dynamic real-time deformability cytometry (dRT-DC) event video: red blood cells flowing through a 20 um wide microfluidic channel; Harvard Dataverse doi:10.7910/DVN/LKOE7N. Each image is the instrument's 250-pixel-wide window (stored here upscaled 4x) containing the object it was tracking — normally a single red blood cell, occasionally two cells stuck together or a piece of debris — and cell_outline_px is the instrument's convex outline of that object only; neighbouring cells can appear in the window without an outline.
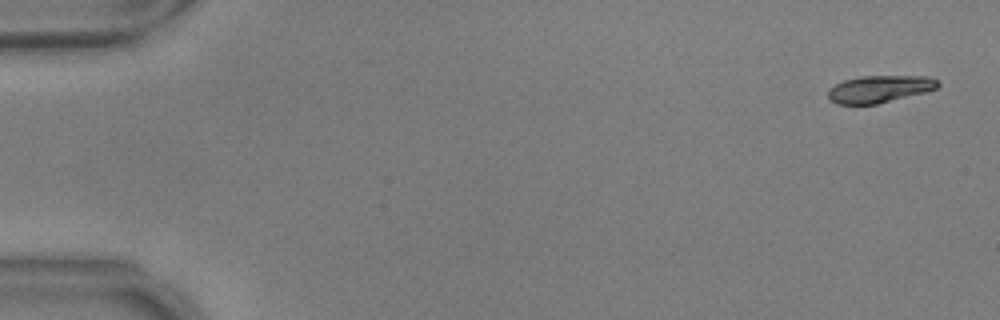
{"species": "common noctule bat (a hibernating species)", "species_latin": "Nyctalus noctula", "temperature_condition": "warm", "stored_images_in_passage": 53, "camera_frame_rate_fps": 3000, "um_per_image_px": 0.085, "animal": {"sex": "male", "body_mass_g": 17.9, "forearm_length_mm": 54.2}, "frame": {"image": 1, "passage_image": 1, "time_ms": 0.0, "image_size_px": [1000, 320], "cell_outline_px": [[940, 84], [936, 88], [928, 92], [876, 104], [836, 104], [828, 100], [828, 88], [844, 80], [860, 76], [928, 76], [936, 80]], "centroid_in_image_um": [74.74, 7.57], "position_along_channel_um": 10.3, "area_um2": 17.51}}
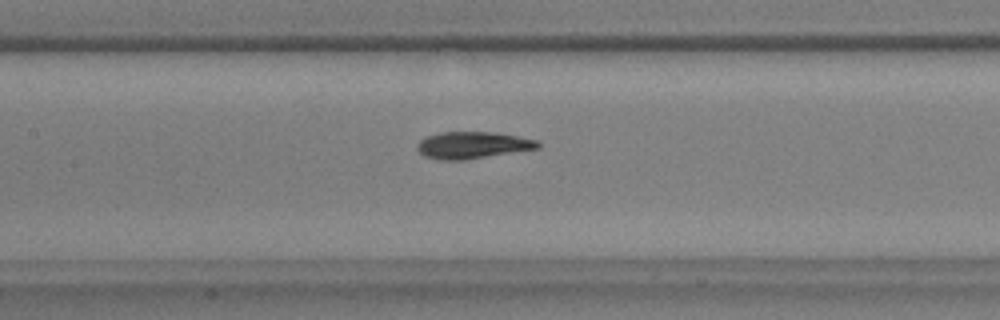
{"frame": {"image": 2, "passage_image": 25, "time_ms": 8.0, "image_size_px": [1000, 320], "cell_outline_px": [[540, 148], [464, 160], [440, 160], [424, 156], [416, 148], [416, 144], [424, 136], [440, 132], [496, 132], [540, 140]], "centroid_in_image_um": [40.17, 12.33], "position_along_channel_um": 167.2, "area_um2": 19.13}}
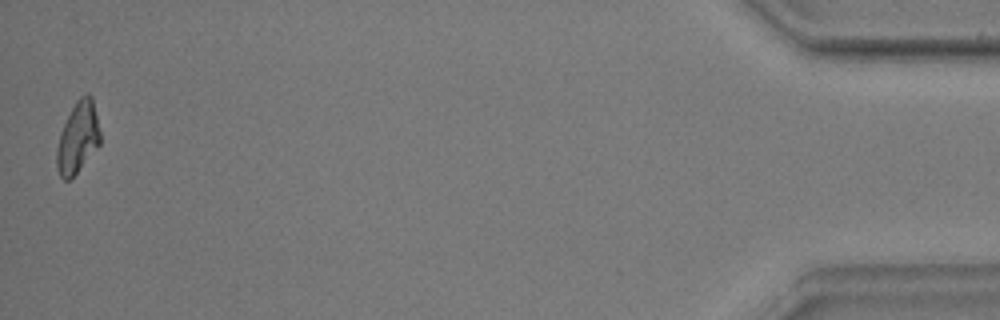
{"frame": {"image": 3, "passage_image": 53, "time_ms": 17.333, "image_size_px": [1000, 320], "cell_outline_px": [[100, 144], [76, 172], [68, 180], [64, 180], [60, 176], [56, 168], [56, 148], [60, 132], [76, 100], [80, 96], [88, 92], [92, 96], [100, 132]], "centroid_in_image_um": [6.6, 11.67], "position_along_channel_um": 428.6, "area_um2": 17.86}, "authors_computed_cell_mechanics": {"area_um2": 18.6694, "velocity_mm_per_s": 3.7248, "shape_relaxation_time_tau1_ms": 4.5892, "shape_relaxation_time_tau2_ms": 2.287, "deformation_change_tau1": 0.191, "deformation_change_tau2": 0.0651}}